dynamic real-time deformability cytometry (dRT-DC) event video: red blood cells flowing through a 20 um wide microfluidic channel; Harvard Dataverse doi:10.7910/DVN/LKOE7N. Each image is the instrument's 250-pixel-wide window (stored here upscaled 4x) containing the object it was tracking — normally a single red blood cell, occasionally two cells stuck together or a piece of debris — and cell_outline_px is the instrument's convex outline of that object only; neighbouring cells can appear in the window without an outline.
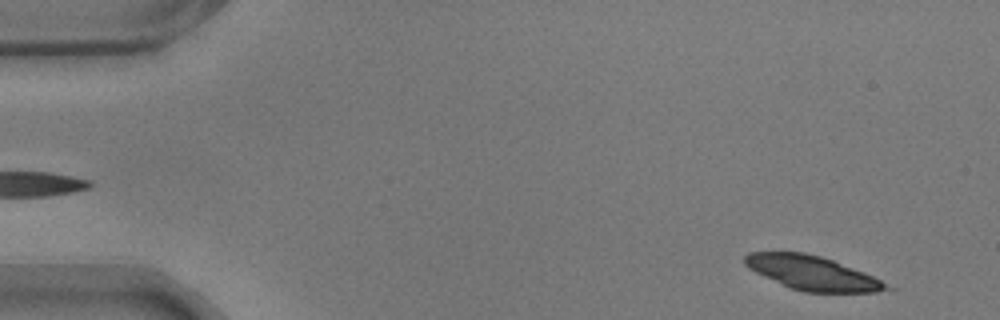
{"species": "common noctule bat (a hibernating species)", "species_latin": "Nyctalus noctula", "temperature_condition": "warm", "stored_images_in_passage": 12, "camera_frame_rate_fps": 3000, "um_per_image_px": 0.085, "animal": {"sex": "male", "body_mass_g": 17.9}, "frame": {"image": 1, "passage_image": 3, "time_ms": 0.667, "image_size_px": [1000, 320], "cell_outline_px": [[896, 288], [876, 292], [804, 292], [788, 288], [748, 268], [744, 264], [744, 256], [748, 252], [804, 252], [820, 256], [832, 260], [872, 276]], "centroid_in_image_um": [69.01, 23.21], "position_along_channel_um": 16.0, "area_um2": 27.98}}